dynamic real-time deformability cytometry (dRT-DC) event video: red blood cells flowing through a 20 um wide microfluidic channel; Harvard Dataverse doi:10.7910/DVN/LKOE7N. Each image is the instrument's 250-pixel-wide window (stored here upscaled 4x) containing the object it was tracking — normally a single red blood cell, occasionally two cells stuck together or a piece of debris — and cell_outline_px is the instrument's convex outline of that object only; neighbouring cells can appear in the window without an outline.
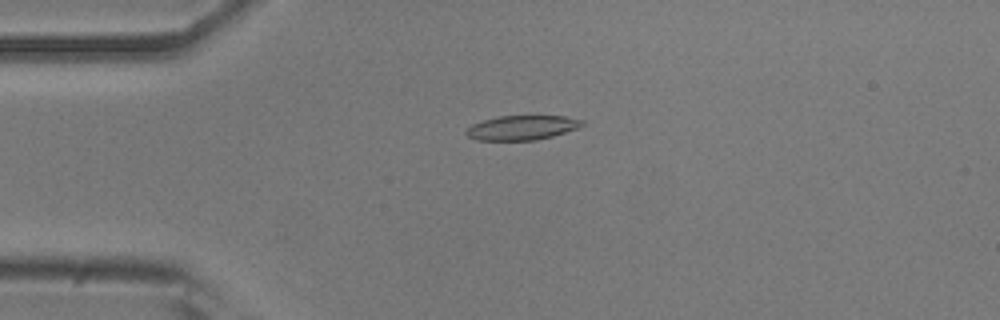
{"species": "common noctule bat (a hibernating species)", "species_latin": "Nyctalus noctula", "temperature_condition": "room temperature", "stored_images_in_passage": 48, "camera_frame_rate_fps": 3000, "um_per_image_px": 0.085, "animal": {"sex": "male", "body_mass_g": 20.5, "forearm_length_mm": 52.5}, "frame": {"image": 1, "passage_image": 13, "time_ms": 4.0, "image_size_px": [1000, 320], "cell_outline_px": [[584, 124], [576, 128], [552, 136], [536, 140], [476, 140], [468, 136], [464, 132], [472, 124], [496, 116], [564, 116], [584, 120]], "centroid_in_image_um": [44.34, 10.85], "position_along_channel_um": 40.7, "area_um2": 16.42}}
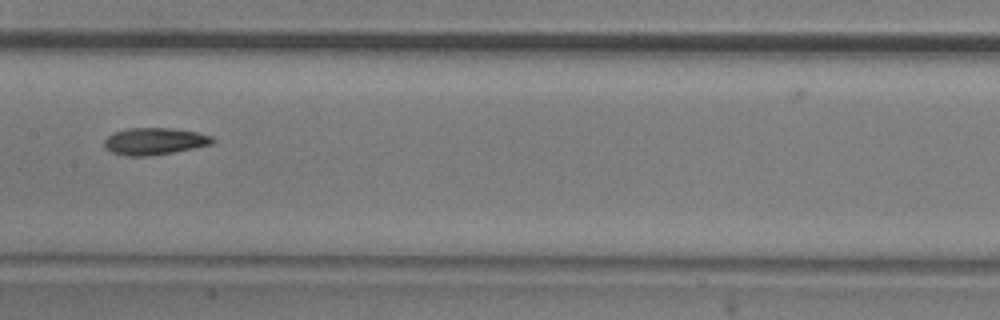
{"frame": {"image": 2, "passage_image": 27, "time_ms": 8.667, "image_size_px": [1000, 320], "cell_outline_px": [[216, 140], [212, 144], [152, 156], [128, 156], [112, 152], [104, 148], [104, 140], [112, 132], [128, 128], [172, 128], [196, 132], [212, 136]], "centroid_in_image_um": [13.1, 12.0], "position_along_channel_um": 194.3, "area_um2": 17.05}}
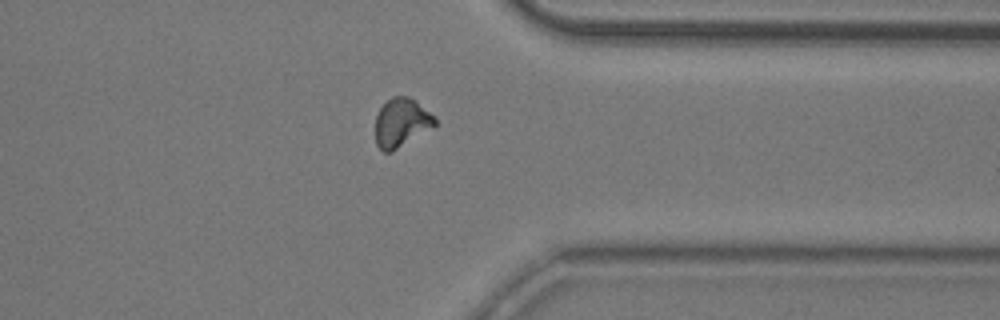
{"frame": {"image": 3, "passage_image": 42, "time_ms": 13.667, "image_size_px": [1000, 320], "cell_outline_px": [[436, 124], [392, 152], [384, 152], [376, 144], [376, 116], [380, 108], [392, 96], [408, 96], [416, 100], [436, 120]], "centroid_in_image_um": [34.08, 10.42], "position_along_channel_um": 377.3, "area_um2": 16.47}}